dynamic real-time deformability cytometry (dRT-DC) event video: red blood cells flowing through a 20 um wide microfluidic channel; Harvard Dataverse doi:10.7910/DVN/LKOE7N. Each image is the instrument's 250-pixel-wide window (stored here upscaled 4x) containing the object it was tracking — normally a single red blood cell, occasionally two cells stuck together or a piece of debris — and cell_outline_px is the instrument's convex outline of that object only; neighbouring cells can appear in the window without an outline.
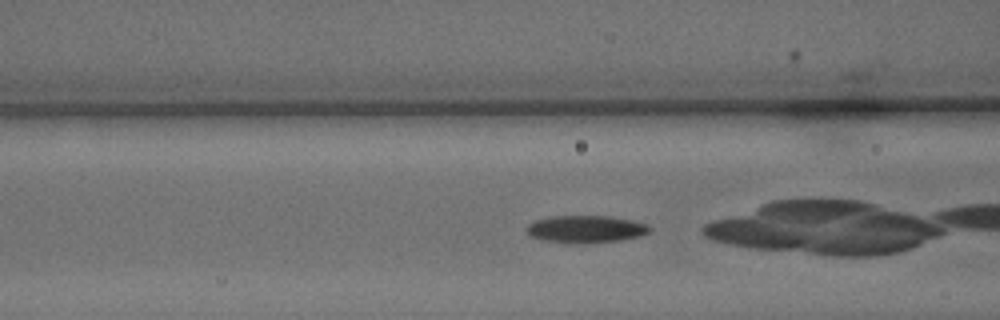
{"species": "common noctule bat (a hibernating species)", "species_latin": "Nyctalus noctula", "temperature_condition": "warm", "stored_images_in_passage": 29, "camera_frame_rate_fps": 3000, "um_per_image_px": 0.085, "animal": {"sex": "male", "body_mass_g": 15.6}, "frame": {"image": 1, "passage_image": 9, "time_ms": 2.667, "image_size_px": [1000, 320], "cell_outline_px": [[652, 228], [648, 232], [640, 236], [620, 240], [588, 244], [576, 244], [540, 240], [528, 236], [528, 224], [536, 220], [552, 216], [608, 216], [632, 220], [648, 224]], "centroid_in_image_um": [49.79, 19.49], "position_along_channel_um": 116.8, "area_um2": 19.83}, "authors_computed_cell_mechanics": {"area_um2": 19.7098, "velocity_mm_per_s": 4.3625, "shape_relaxation_time_tau1_ms": 2.1983, "shape_relaxation_time_tau2_ms": 2.1884, "deformation_change_tau1": 0.1409, "deformation_change_tau2": 0.0905}}